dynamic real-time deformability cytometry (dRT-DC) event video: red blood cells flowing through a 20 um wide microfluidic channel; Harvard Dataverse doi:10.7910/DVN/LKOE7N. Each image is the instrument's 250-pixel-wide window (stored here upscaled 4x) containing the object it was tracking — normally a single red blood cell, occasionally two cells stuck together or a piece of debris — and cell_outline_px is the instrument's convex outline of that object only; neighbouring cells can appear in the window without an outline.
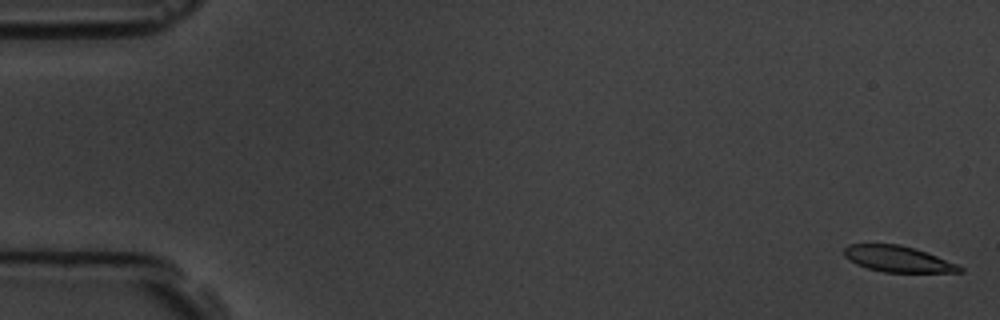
{"species": "common noctule bat (a hibernating species)", "species_latin": "Nyctalus noctula", "temperature_condition": "room temperature", "stored_images_in_passage": 15, "camera_frame_rate_fps": 3000, "um_per_image_px": 0.085, "animal": {"sex": "male", "body_mass_g": 19.5, "forearm_length_mm": 54.6}, "frame": {"image": 1, "passage_image": 1, "time_ms": 0.0, "image_size_px": [1000, 320], "cell_outline_px": [[964, 272], [884, 272], [868, 268], [856, 264], [848, 260], [844, 256], [844, 248], [848, 244], [900, 244], [916, 248], [956, 264], [964, 268]], "centroid_in_image_um": [76.29, 22.01], "position_along_channel_um": 8.7, "area_um2": 17.51}}
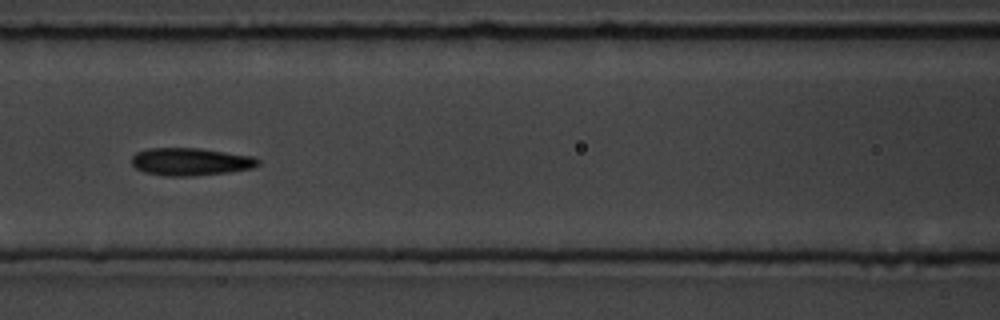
{"frame": {"image": 2, "passage_image": 7, "time_ms": 8.0, "image_size_px": [1000, 320], "cell_outline_px": [[260, 164], [252, 168], [228, 172], [196, 176], [164, 176], [144, 172], [136, 168], [132, 164], [132, 156], [136, 152], [148, 148], [200, 148], [252, 156], [260, 160]], "centroid_in_image_um": [16.19, 13.74], "position_along_channel_um": 150.4, "area_um2": 20.46}}
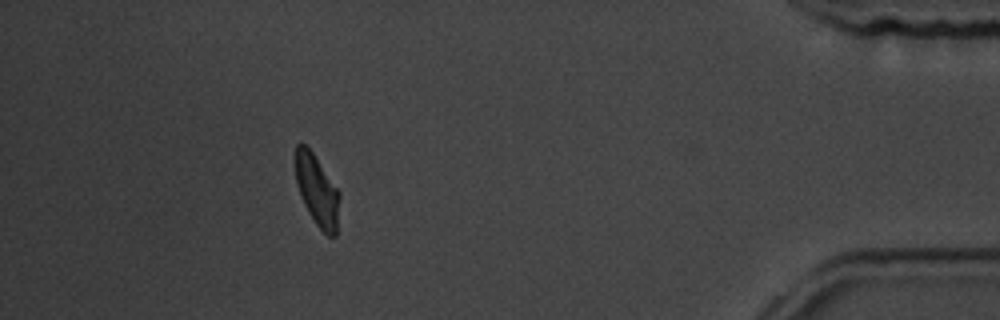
{"frame": {"image": 3, "passage_image": 14, "time_ms": 16.667, "image_size_px": [1000, 320], "cell_outline_px": [[340, 196], [336, 236], [328, 236], [316, 224], [308, 212], [300, 196], [296, 184], [296, 144], [304, 144], [312, 152], [340, 192]], "centroid_in_image_um": [26.96, 16.21], "position_along_channel_um": 408.2, "area_um2": 18.03}, "authors_computed_cell_mechanics": {"area_um2": 19.7098, "velocity_mm_per_s": 3.6, "shape_relaxation_time_tau1_ms": 4.8743, "shape_relaxation_time_tau2_ms": 3.0298, "deformation_change_tau1": 0.133, "deformation_change_tau2": 0.0781}}